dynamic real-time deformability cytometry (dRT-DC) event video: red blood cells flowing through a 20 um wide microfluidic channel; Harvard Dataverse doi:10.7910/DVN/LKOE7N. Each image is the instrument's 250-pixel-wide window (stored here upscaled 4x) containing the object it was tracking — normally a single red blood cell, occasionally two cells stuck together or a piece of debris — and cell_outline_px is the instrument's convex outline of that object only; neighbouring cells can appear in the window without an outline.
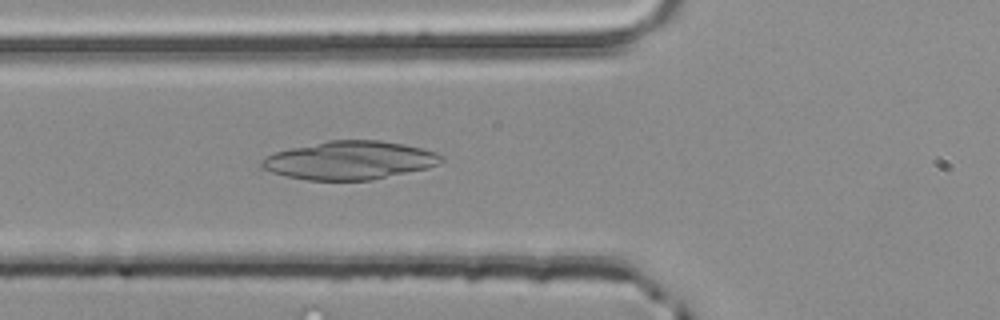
{"species": "common noctule bat (a hibernating species)", "species_latin": "Nyctalus noctula", "temperature_condition": "room temperature", "stored_images_in_passage": 35, "camera_frame_rate_fps": 3000, "um_per_image_px": 0.085, "animal": {"sex": "male", "body_mass_g": 20.4}, "frame": {"image": 1, "passage_image": 3, "time_ms": 0.667, "image_size_px": [1000, 320], "cell_outline_px": [[444, 160], [428, 168], [372, 180], [308, 180], [288, 176], [272, 172], [260, 168], [260, 160], [276, 152], [292, 148], [328, 140], [380, 140], [404, 144], [436, 152], [444, 156]], "centroid_in_image_um": [29.74, 13.63], "position_along_channel_um": 96.1, "area_um2": 40.0}}
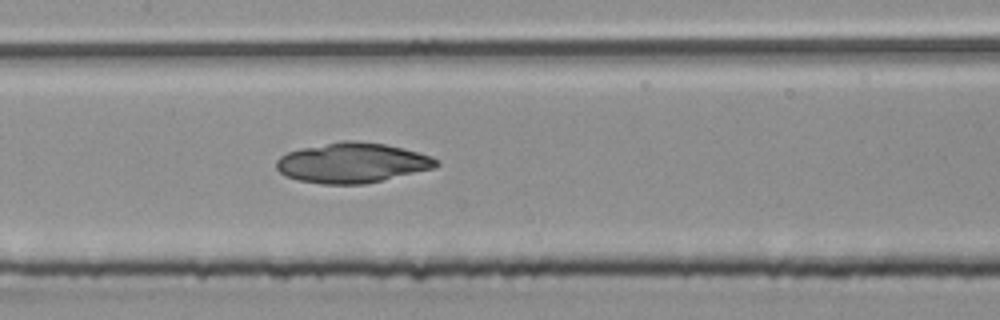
{"frame": {"image": 2, "passage_image": 9, "time_ms": 2.667, "image_size_px": [1000, 320], "cell_outline_px": [[440, 164], [436, 168], [364, 184], [320, 184], [296, 180], [284, 176], [276, 168], [276, 160], [280, 156], [288, 152], [300, 148], [344, 140], [356, 140], [384, 144], [404, 148], [432, 156], [440, 160]], "centroid_in_image_um": [29.95, 13.84], "position_along_channel_um": 177.5, "area_um2": 37.69}}
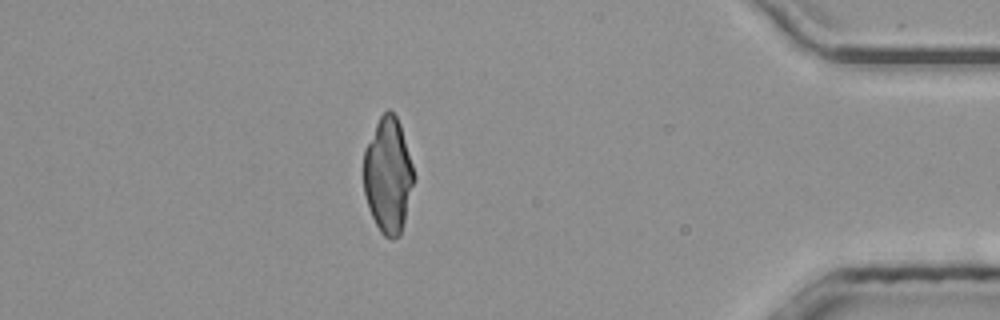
{"frame": {"image": 3, "passage_image": 29, "time_ms": 9.333, "image_size_px": [1000, 320], "cell_outline_px": [[416, 176], [400, 236], [392, 240], [384, 236], [380, 232], [368, 208], [364, 192], [364, 148], [380, 116], [388, 108], [396, 116], [400, 124]], "centroid_in_image_um": [32.99, 14.92], "position_along_channel_um": 402.2, "area_um2": 33.93}}